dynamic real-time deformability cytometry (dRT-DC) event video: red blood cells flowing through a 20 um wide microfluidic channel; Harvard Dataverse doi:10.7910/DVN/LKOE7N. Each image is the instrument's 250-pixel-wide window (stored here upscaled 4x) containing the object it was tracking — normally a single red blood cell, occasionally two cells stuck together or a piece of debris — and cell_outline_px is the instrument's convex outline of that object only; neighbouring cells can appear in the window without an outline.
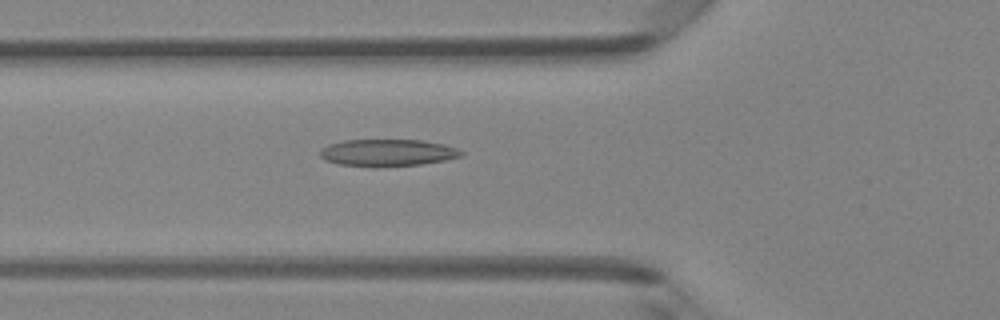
{"species": "Egyptian fruit bat (a non-hibernating species)", "species_latin": "Rousettus aegyptiacus", "temperature_condition": "room temperature", "stored_images_in_passage": 44, "camera_frame_rate_fps": 3000, "um_per_image_px": 0.085, "animal": {"sex": "female"}, "frame": {"image": 1, "passage_image": 17, "time_ms": 5.333, "image_size_px": [1000, 320], "cell_outline_px": [[464, 156], [448, 160], [420, 164], [340, 164], [324, 160], [320, 156], [320, 148], [328, 144], [344, 140], [420, 140], [444, 144], [456, 148], [464, 152]], "centroid_in_image_um": [32.98, 12.93], "position_along_channel_um": 92.8, "area_um2": 21.44}}
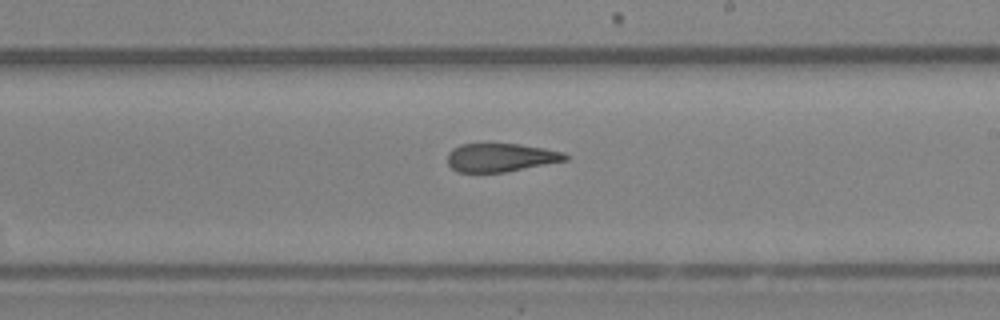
{"frame": {"image": 2, "passage_image": 28, "time_ms": 9.0, "image_size_px": [1000, 320], "cell_outline_px": [[572, 156], [568, 160], [504, 172], [456, 172], [448, 164], [448, 152], [452, 148], [460, 144], [520, 144], [544, 148], [564, 152]], "centroid_in_image_um": [42.58, 13.38], "position_along_channel_um": 246.4, "area_um2": 19.59}}
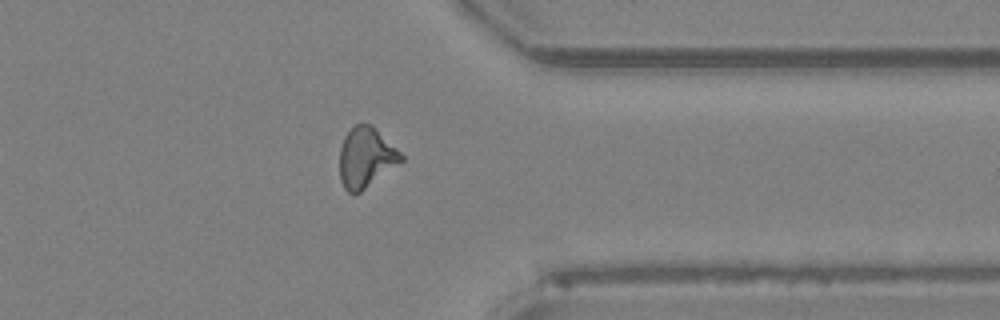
{"frame": {"image": 3, "passage_image": 38, "time_ms": 12.333, "image_size_px": [1000, 320], "cell_outline_px": [[404, 160], [360, 192], [348, 192], [344, 188], [340, 180], [340, 148], [344, 136], [356, 124], [372, 124], [404, 156]], "centroid_in_image_um": [31.1, 13.38], "position_along_channel_um": 380.3, "area_um2": 21.33}, "authors_computed_cell_mechanics": {"area_um2": 21.4438, "velocity_mm_per_s": 4.2109, "shape_relaxation_time_tau1_ms": 5.0716, "shape_relaxation_time_tau2_ms": 3.0687, "deformation_change_tau1": 0.1761, "deformation_change_tau2": 0.1403}}